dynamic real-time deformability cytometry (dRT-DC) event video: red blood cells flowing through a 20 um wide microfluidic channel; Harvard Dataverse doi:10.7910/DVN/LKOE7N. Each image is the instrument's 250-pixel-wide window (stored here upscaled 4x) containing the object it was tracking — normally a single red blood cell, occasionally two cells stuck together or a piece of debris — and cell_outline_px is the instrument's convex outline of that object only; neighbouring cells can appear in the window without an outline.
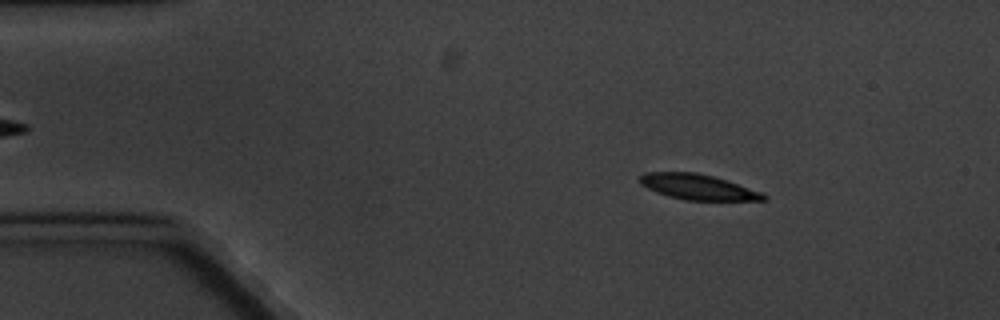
{"species": "common noctule bat (a hibernating species)", "species_latin": "Nyctalus noctula", "temperature_condition": "cold", "stored_images_in_passage": 4, "camera_frame_rate_fps": 3000, "um_per_image_px": 0.085, "animal": {"sex": "male", "body_mass_g": 20.1, "forearm_length_mm": 53.5}, "frame": {"image": 1, "passage_image": 2, "time_ms": 1.0, "image_size_px": [1000, 320], "cell_outline_px": [[768, 196], [764, 200], [684, 200], [668, 196], [656, 192], [640, 184], [636, 180], [644, 172], [696, 172], [712, 176], [764, 192]], "centroid_in_image_um": [59.29, 15.89], "position_along_channel_um": 25.7, "area_um2": 18.38}}